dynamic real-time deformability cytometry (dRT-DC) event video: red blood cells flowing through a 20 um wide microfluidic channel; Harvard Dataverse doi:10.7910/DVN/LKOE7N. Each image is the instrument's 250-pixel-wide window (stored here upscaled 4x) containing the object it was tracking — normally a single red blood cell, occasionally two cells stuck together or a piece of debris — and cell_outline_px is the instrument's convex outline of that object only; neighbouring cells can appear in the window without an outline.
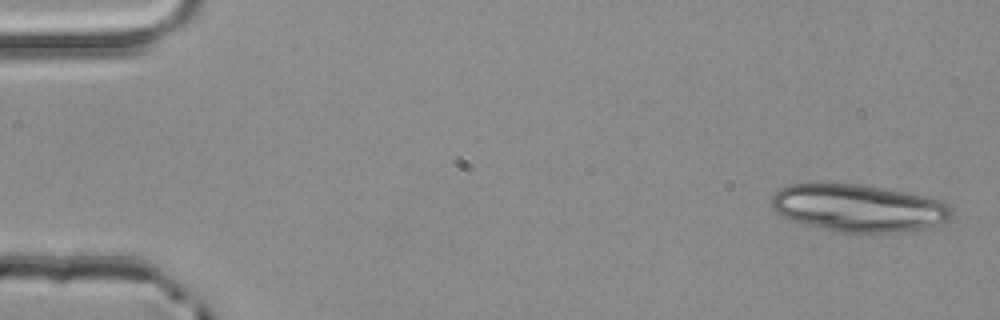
{"species": "common noctule bat (a hibernating species)", "species_latin": "Nyctalus noctula", "temperature_condition": "room temperature", "stored_images_in_passage": 4, "camera_frame_rate_fps": 3000, "um_per_image_px": 0.085, "animal": {"sex": "male", "body_mass_g": 20.4}, "frame": {"image": 1, "passage_image": 1, "time_ms": 0.0, "image_size_px": [1000, 320], "cell_outline_px": [[956, 212], [948, 220], [940, 224], [928, 228], [900, 232], [840, 232], [792, 220], [780, 216], [772, 208], [772, 196], [780, 188], [788, 184], [860, 184], [904, 192], [924, 196], [940, 200], [948, 204]], "centroid_in_image_um": [73.02, 17.68], "position_along_channel_um": 12.0, "area_um2": 49.59}}